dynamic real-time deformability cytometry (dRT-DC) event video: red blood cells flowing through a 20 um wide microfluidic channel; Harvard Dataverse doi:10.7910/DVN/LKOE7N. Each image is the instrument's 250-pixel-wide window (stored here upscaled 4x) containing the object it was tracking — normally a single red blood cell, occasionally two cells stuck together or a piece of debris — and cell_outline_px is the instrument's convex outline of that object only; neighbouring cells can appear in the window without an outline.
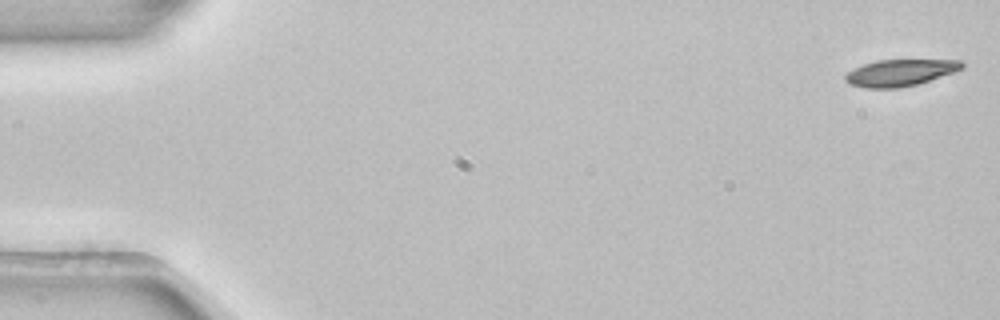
{"species": "common noctule bat (a hibernating species)", "species_latin": "Nyctalus noctula", "temperature_condition": "room temperature", "stored_images_in_passage": 8, "camera_frame_rate_fps": 3000, "um_per_image_px": 0.085, "animal": {"sex": "female", "body_mass_g": 22.7, "forearm_length_mm": 54.2}, "frame": {"image": 1, "passage_image": 1, "time_ms": 0.0, "image_size_px": [1000, 320], "cell_outline_px": [[964, 68], [956, 72], [916, 84], [900, 88], [864, 88], [848, 84], [844, 80], [844, 76], [848, 72], [864, 64], [876, 60], [960, 60], [964, 64]], "centroid_in_image_um": [76.51, 6.18], "position_along_channel_um": 8.5, "area_um2": 18.15}}
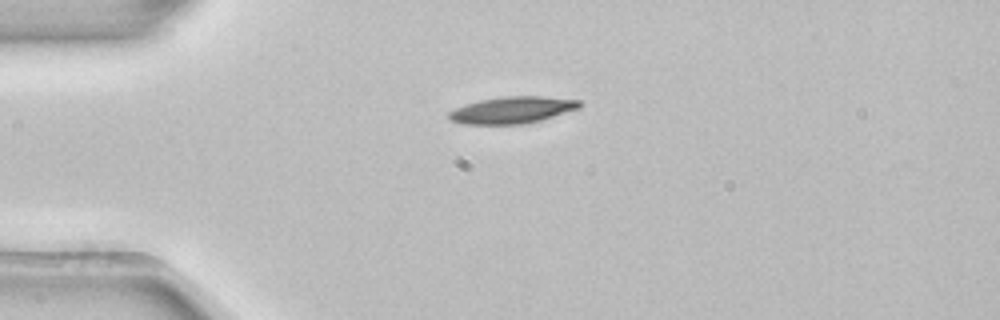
{"frame": {"image": 2, "passage_image": 4, "time_ms": 1.0, "image_size_px": [1000, 320], "cell_outline_px": [[584, 104], [580, 108], [540, 120], [524, 124], [464, 124], [452, 120], [448, 116], [448, 112], [456, 108], [480, 100], [504, 96], [540, 96], [580, 100]], "centroid_in_image_um": [43.59, 9.34], "position_along_channel_um": 41.4, "area_um2": 20.23}}